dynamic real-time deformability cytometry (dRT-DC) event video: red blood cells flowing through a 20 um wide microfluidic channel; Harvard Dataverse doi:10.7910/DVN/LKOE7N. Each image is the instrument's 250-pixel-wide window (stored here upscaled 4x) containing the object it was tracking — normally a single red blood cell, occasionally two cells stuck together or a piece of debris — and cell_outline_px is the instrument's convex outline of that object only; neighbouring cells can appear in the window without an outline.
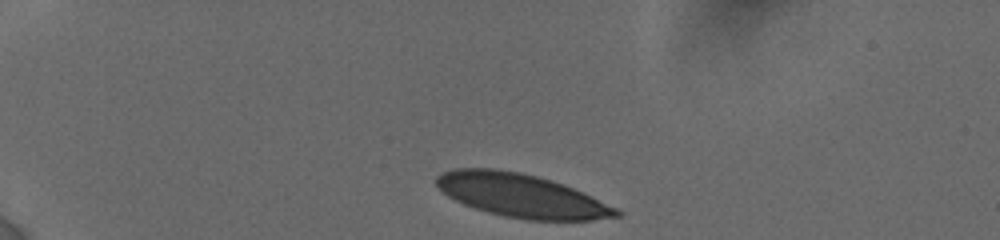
{"species": "human", "species_latin": "Homo sapiens", "temperature_condition": "cold", "stored_images_in_passage": 29, "camera_frame_rate_fps": 3000, "um_per_image_px": 0.085, "donor": {"sex": "female"}, "frame": {"image": 1, "passage_image": 1, "time_ms": 0.0, "image_size_px": [1000, 240], "cell_outline_px": [[624, 216], [592, 220], [528, 220], [504, 216], [488, 212], [464, 204], [448, 196], [436, 184], [436, 176], [440, 172], [452, 168], [496, 168], [520, 172], [536, 176], [564, 184], [620, 208], [624, 212]], "centroid_in_image_um": [44.37, 16.62], "position_along_channel_um": 40.6, "area_um2": 45.78}}
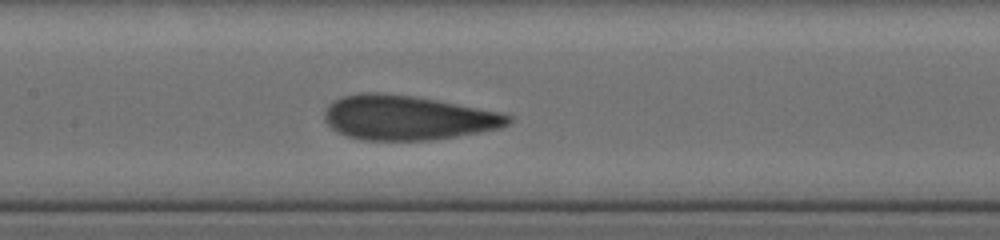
{"frame": {"image": 2, "passage_image": 13, "time_ms": 5.333, "image_size_px": [1000, 240], "cell_outline_px": [[512, 120], [508, 124], [500, 128], [456, 136], [432, 140], [360, 140], [344, 136], [336, 132], [328, 124], [324, 116], [328, 108], [336, 100], [344, 96], [376, 92], [412, 96], [436, 100], [500, 112], [512, 116]], "centroid_in_image_um": [34.66, 10.02], "position_along_channel_um": 172.7, "area_um2": 47.11}}
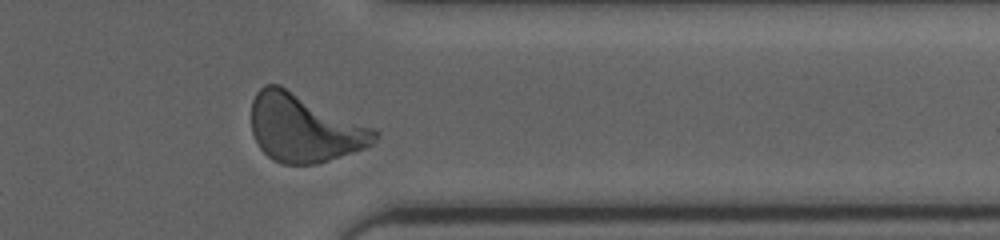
{"frame": {"image": 3, "passage_image": 25, "time_ms": 11.0, "image_size_px": [1000, 240], "cell_outline_px": [[380, 136], [372, 144], [364, 148], [316, 164], [284, 164], [272, 160], [260, 148], [252, 132], [252, 100], [256, 92], [264, 84], [280, 84], [376, 128], [380, 132]], "centroid_in_image_um": [25.88, 10.86], "position_along_channel_um": 385.5, "area_um2": 49.19}, "authors_computed_cell_mechanics": {"area_um2": 46.2978, "velocity_mm_per_s": 3.7978, "shape_relaxation_time_tau1_ms": 3.3898, "shape_relaxation_time_tau2_ms": null, "deformation_change_tau1": 0.1516, "deformation_change_tau2": null}}